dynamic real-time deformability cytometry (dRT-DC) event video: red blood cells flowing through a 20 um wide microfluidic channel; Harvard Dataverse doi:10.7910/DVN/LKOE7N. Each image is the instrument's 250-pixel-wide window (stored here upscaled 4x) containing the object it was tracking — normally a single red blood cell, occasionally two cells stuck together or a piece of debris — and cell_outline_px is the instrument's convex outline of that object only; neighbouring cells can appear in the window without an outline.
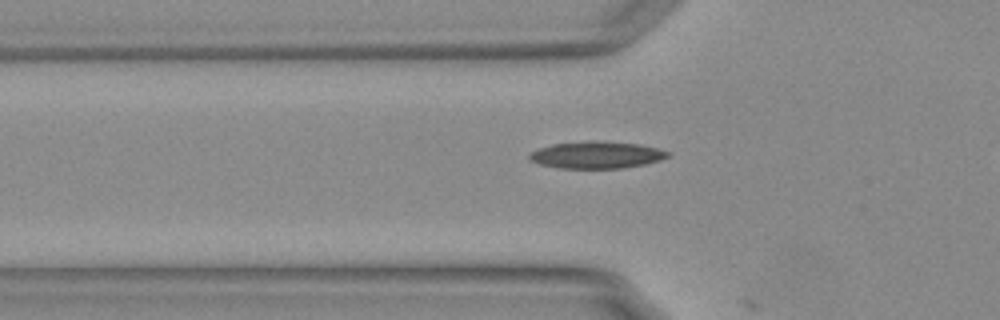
{"species": "Egyptian fruit bat (a non-hibernating species)", "species_latin": "Rousettus aegyptiacus", "temperature_condition": "warm", "stored_images_in_passage": 11, "camera_frame_rate_fps": 3000, "um_per_image_px": 0.085, "animal": {"sex": "female"}, "frame": {"image": 1, "passage_image": 10, "time_ms": 3.0, "image_size_px": [1000, 320], "cell_outline_px": [[672, 152], [668, 156], [660, 160], [644, 164], [620, 168], [560, 168], [540, 164], [528, 160], [528, 156], [532, 152], [540, 148], [552, 144], [588, 140], [604, 140], [640, 144]], "centroid_in_image_um": [50.71, 13.15], "position_along_channel_um": 75.1, "area_um2": 21.91}}